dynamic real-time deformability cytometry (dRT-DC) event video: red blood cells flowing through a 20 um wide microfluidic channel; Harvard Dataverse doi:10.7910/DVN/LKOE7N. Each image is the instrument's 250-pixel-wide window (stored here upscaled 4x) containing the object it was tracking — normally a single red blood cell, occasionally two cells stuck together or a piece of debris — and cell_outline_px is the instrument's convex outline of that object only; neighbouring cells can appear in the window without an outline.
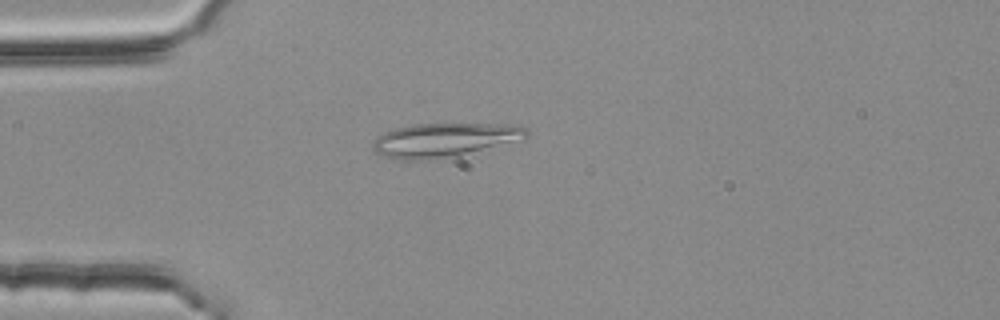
{"species": "common noctule bat (a hibernating species)", "species_latin": "Nyctalus noctula", "temperature_condition": "room temperature", "stored_images_in_passage": 43, "camera_frame_rate_fps": 3000, "um_per_image_px": 0.085, "animal": {"sex": "female", "body_mass_g": 25.1}, "frame": {"image": 1, "passage_image": 4, "time_ms": 1.0, "image_size_px": [1000, 320], "cell_outline_px": [[528, 136], [524, 140], [436, 160], [400, 160], [376, 152], [372, 148], [372, 144], [376, 136], [384, 132], [396, 128], [416, 124], [488, 124], [524, 128], [528, 132]], "centroid_in_image_um": [37.72, 11.91], "position_along_channel_um": 47.3, "area_um2": 30.06}}
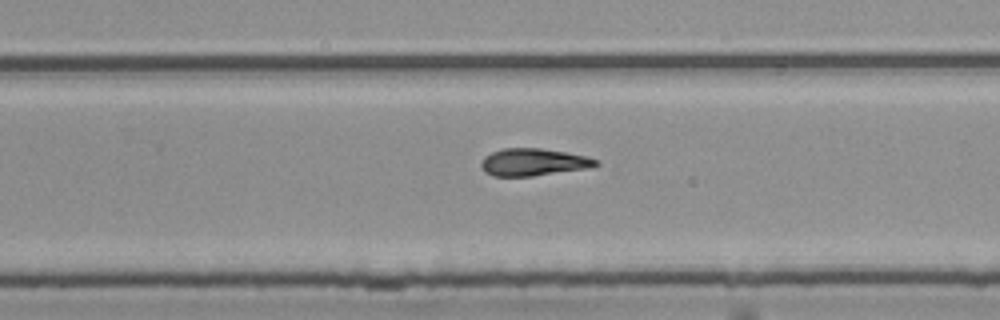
{"frame": {"image": 2, "passage_image": 24, "time_ms": 7.667, "image_size_px": [1000, 320], "cell_outline_px": [[600, 164], [588, 168], [532, 176], [492, 176], [484, 172], [480, 164], [484, 156], [492, 152], [504, 148], [540, 148], [564, 152], [584, 156], [600, 160]], "centroid_in_image_um": [45.31, 13.78], "position_along_channel_um": 284.5, "area_um2": 18.21}}
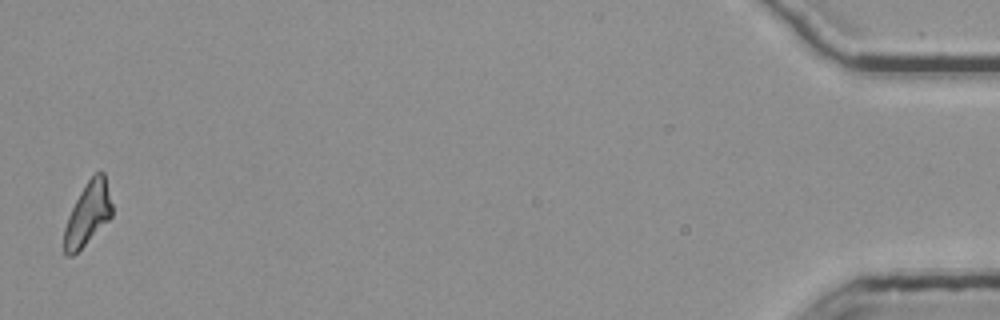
{"frame": {"image": 3, "passage_image": 43, "time_ms": 14.0, "image_size_px": [1000, 320], "cell_outline_px": [[112, 216], [72, 256], [64, 256], [64, 228], [68, 216], [84, 184], [100, 168], [104, 172], [112, 204]], "centroid_in_image_um": [7.46, 18.13], "position_along_channel_um": 427.7, "area_um2": 17.34}}